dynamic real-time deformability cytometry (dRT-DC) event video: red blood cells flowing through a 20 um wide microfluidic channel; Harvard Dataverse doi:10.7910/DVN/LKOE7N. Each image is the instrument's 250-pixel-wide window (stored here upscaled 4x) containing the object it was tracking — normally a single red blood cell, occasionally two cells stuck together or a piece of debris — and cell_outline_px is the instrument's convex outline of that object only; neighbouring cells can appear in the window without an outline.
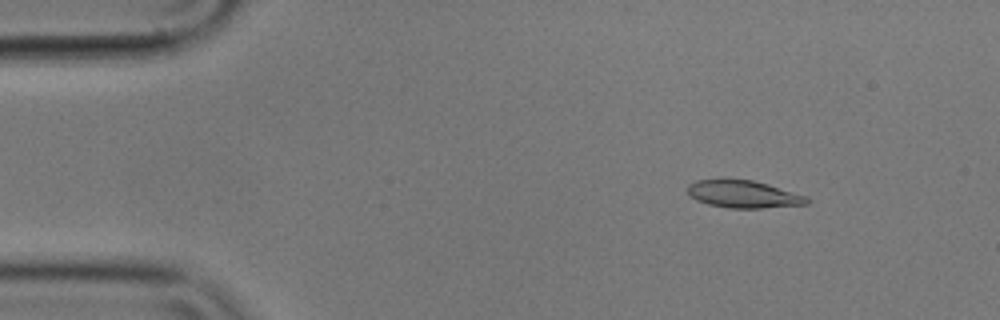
{"species": "common noctule bat (a hibernating species)", "species_latin": "Nyctalus noctula", "temperature_condition": "cold", "stored_images_in_passage": 39, "camera_frame_rate_fps": 3000, "um_per_image_px": 0.085, "animal": {"sex": "male", "body_mass_g": 17.9}, "frame": {"image": 1, "passage_image": 6, "time_ms": 1.667, "image_size_px": [1000, 320], "cell_outline_px": [[812, 200], [808, 204], [760, 208], [728, 208], [708, 204], [696, 200], [688, 192], [688, 184], [696, 180], [752, 180], [768, 184], [808, 196]], "centroid_in_image_um": [63.25, 16.52], "position_along_channel_um": 21.8, "area_um2": 18.96}}
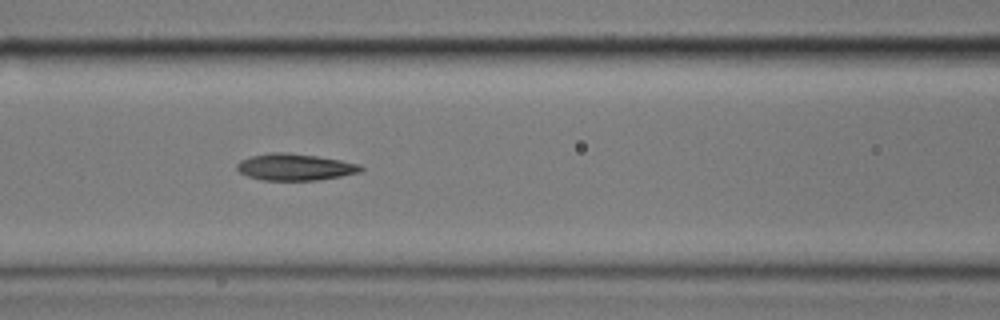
{"frame": {"image": 2, "passage_image": 22, "time_ms": 7.0, "image_size_px": [1000, 320], "cell_outline_px": [[364, 168], [360, 172], [340, 176], [316, 180], [264, 180], [248, 176], [240, 172], [236, 168], [236, 164], [240, 160], [252, 156], [272, 152], [288, 152], [316, 156], [340, 160], [360, 164]], "centroid_in_image_um": [25.06, 14.19], "position_along_channel_um": 141.5, "area_um2": 19.13}}
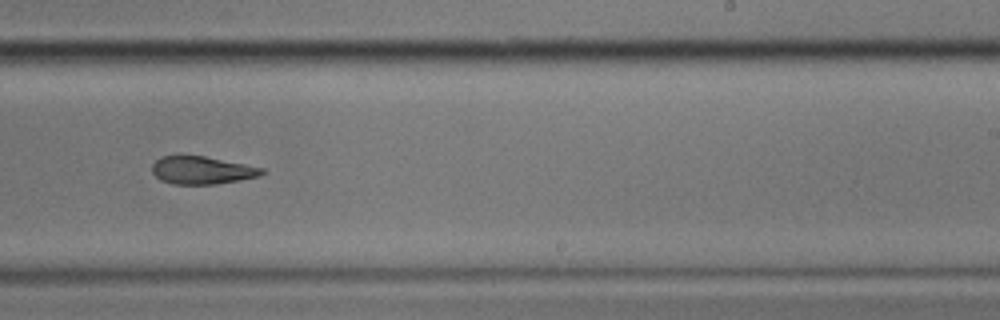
{"frame": {"image": 3, "passage_image": 33, "time_ms": 10.667, "image_size_px": [1000, 320], "cell_outline_px": [[268, 172], [260, 176], [240, 180], [216, 184], [172, 184], [160, 180], [152, 172], [152, 164], [160, 156], [204, 156], [264, 168]], "centroid_in_image_um": [17.18, 14.48], "position_along_channel_um": 271.8, "area_um2": 17.8}}